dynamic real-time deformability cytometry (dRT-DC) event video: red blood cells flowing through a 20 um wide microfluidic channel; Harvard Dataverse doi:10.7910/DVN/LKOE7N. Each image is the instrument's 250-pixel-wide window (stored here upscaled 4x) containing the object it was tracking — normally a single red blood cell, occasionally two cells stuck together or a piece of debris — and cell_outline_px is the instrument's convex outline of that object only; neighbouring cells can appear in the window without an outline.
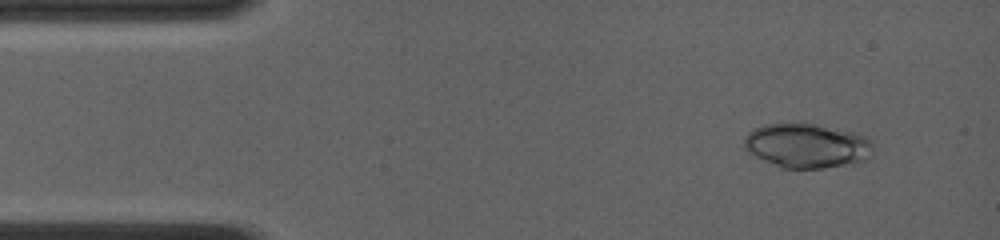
{"species": "common noctule bat (a hibernating species)", "species_latin": "Nyctalus noctula", "temperature_condition": "room temperature", "stored_images_in_passage": 17, "camera_frame_rate_fps": 4000, "um_per_image_px": 0.085, "animal": {"sex": "female", "body_mass_g": 19.0, "forearm_length_mm": 56.7}, "frame": {"image": 1, "passage_image": 6, "time_ms": 1.25, "image_size_px": [1000, 240], "cell_outline_px": [[872, 144], [868, 160], [856, 164], [824, 168], [780, 168], [748, 152], [744, 148], [744, 140], [748, 132], [764, 124], [800, 120], [864, 136]], "centroid_in_image_um": [68.54, 12.37], "position_along_channel_um": 16.5, "area_um2": 33.81}}
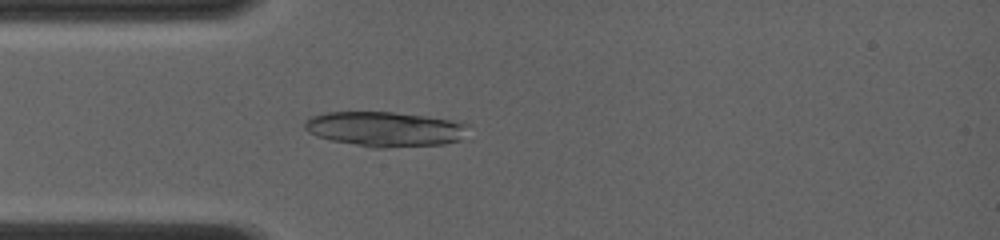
{"frame": {"image": 2, "passage_image": 17, "time_ms": 4.0, "image_size_px": [1000, 240], "cell_outline_px": [[468, 124], [460, 140], [444, 144], [388, 148], [372, 148], [332, 140], [316, 136], [308, 132], [304, 128], [304, 120], [312, 116], [324, 112], [392, 112], [460, 120]], "centroid_in_image_um": [32.72, 10.97], "position_along_channel_um": 52.3, "area_um2": 33.52}}